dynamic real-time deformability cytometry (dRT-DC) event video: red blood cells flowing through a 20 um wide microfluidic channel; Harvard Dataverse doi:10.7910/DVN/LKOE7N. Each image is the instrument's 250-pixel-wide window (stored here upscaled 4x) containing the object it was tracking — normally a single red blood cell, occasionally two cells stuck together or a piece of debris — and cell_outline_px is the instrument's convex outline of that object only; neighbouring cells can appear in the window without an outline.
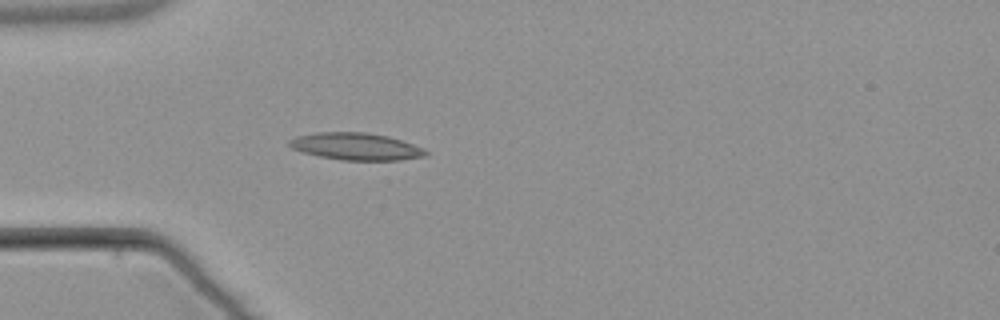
{"species": "common noctule bat (a hibernating species)", "species_latin": "Nyctalus noctula", "temperature_condition": "warm", "stored_images_in_passage": 4, "camera_frame_rate_fps": 3000, "um_per_image_px": 0.085, "animal": {"sex": "male", "body_mass_g": 21.5, "forearm_length_mm": 52.0}, "frame": {"image": 1, "passage_image": 4, "time_ms": 3.667, "image_size_px": [1000, 320], "cell_outline_px": [[428, 156], [400, 160], [340, 160], [320, 156], [304, 152], [292, 148], [288, 144], [288, 140], [296, 136], [316, 132], [364, 132], [388, 136], [424, 148], [428, 152]], "centroid_in_image_um": [30.27, 12.45], "position_along_channel_um": 54.7, "area_um2": 21.56}}